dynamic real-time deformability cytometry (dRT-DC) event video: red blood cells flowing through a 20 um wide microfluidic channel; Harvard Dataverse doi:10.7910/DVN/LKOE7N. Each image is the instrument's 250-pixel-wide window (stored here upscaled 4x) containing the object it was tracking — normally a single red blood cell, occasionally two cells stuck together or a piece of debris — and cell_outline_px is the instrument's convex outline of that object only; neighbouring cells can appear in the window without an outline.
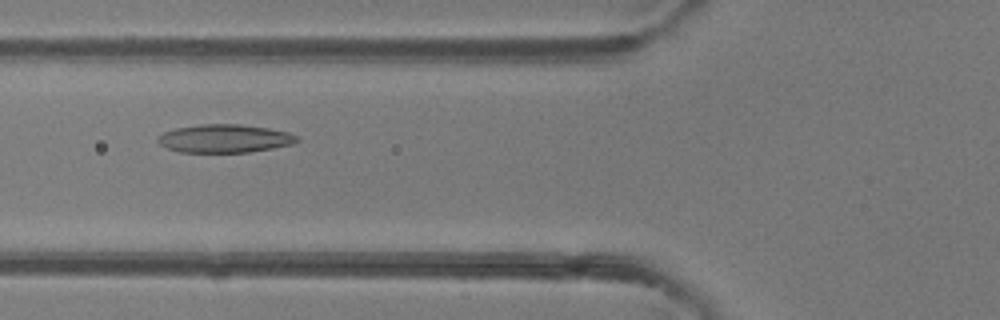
{"species": "common noctule bat (a hibernating species)", "species_latin": "Nyctalus noctula", "temperature_condition": "room temperature", "stored_images_in_passage": 47, "camera_frame_rate_fps": 3000, "um_per_image_px": 0.085, "animal": {"sex": "female"}, "frame": {"image": 1, "passage_image": 18, "time_ms": 5.667, "image_size_px": [1000, 320], "cell_outline_px": [[300, 140], [292, 144], [272, 148], [248, 152], [180, 152], [168, 148], [160, 144], [156, 140], [156, 136], [164, 132], [176, 128], [200, 124], [240, 124], [268, 128], [288, 132], [300, 136]], "centroid_in_image_um": [19.1, 11.77], "position_along_channel_um": 106.7, "area_um2": 22.95}}
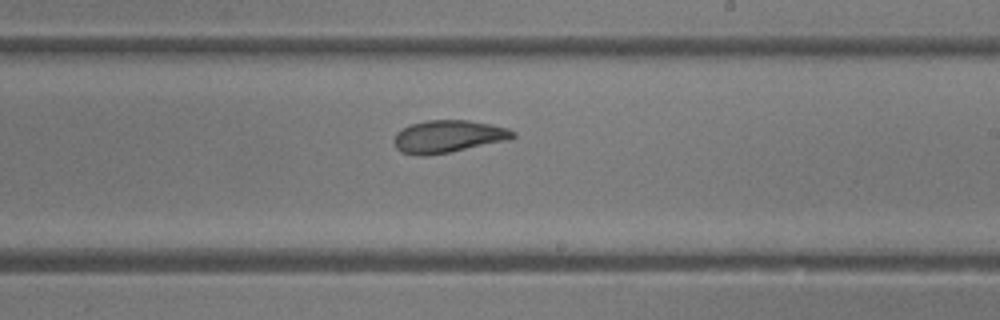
{"frame": {"image": 2, "passage_image": 28, "time_ms": 9.0, "image_size_px": [1000, 320], "cell_outline_px": [[516, 136], [508, 140], [448, 152], [424, 156], [420, 156], [400, 152], [396, 148], [392, 140], [396, 132], [408, 124], [428, 120], [468, 120], [492, 124], [508, 128], [516, 132]], "centroid_in_image_um": [38.06, 11.59], "position_along_channel_um": 250.9, "area_um2": 22.66}}
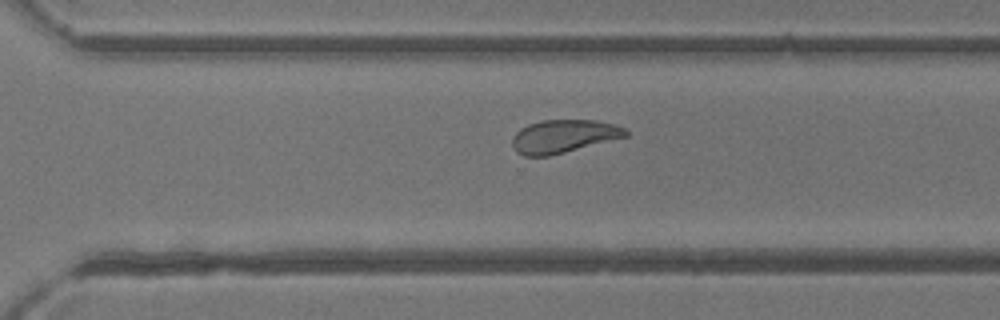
{"frame": {"image": 3, "passage_image": 33, "time_ms": 10.667, "image_size_px": [1000, 320], "cell_outline_px": [[628, 136], [548, 156], [524, 156], [516, 152], [512, 148], [512, 136], [520, 128], [528, 124], [544, 120], [596, 120], [612, 124], [624, 128], [628, 132]], "centroid_in_image_um": [47.85, 11.58], "position_along_channel_um": 322.7, "area_um2": 21.79}, "authors_computed_cell_mechanics": {"area_um2": 24.276, "velocity_mm_per_s": 4.3255, "shape_relaxation_time_tau1_ms": 6.1326, "shape_relaxation_time_tau2_ms": 2.0439, "deformation_change_tau1": 0.1734, "deformation_change_tau2": 0.0893}}